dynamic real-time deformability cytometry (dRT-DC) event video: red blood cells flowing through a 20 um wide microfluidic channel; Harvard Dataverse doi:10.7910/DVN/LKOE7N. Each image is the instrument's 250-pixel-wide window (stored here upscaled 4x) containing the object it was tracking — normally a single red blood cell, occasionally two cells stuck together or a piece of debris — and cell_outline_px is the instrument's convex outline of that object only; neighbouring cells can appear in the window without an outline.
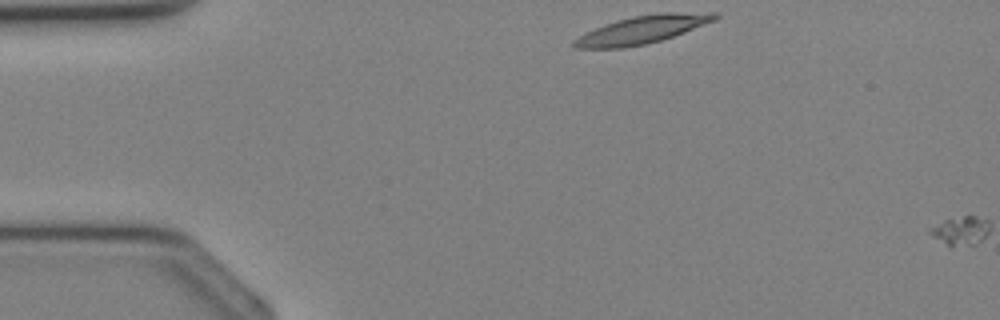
{"species": "Egyptian fruit bat (a non-hibernating species)", "species_latin": "Rousettus aegyptiacus", "temperature_condition": "cold", "stored_images_in_passage": 2, "camera_frame_rate_fps": 3000, "um_per_image_px": 0.085, "animal": {"sex": "female"}, "frame": {"image": 1, "passage_image": 1, "time_ms": 0.0, "image_size_px": [1000, 320], "cell_outline_px": [[720, 16], [716, 20], [684, 32], [660, 40], [644, 44], [624, 48], [572, 48], [572, 40], [604, 24], [616, 20], [632, 16], [660, 12], [716, 12]], "centroid_in_image_um": [54.61, 2.5], "position_along_channel_um": 30.4, "area_um2": 22.83}}